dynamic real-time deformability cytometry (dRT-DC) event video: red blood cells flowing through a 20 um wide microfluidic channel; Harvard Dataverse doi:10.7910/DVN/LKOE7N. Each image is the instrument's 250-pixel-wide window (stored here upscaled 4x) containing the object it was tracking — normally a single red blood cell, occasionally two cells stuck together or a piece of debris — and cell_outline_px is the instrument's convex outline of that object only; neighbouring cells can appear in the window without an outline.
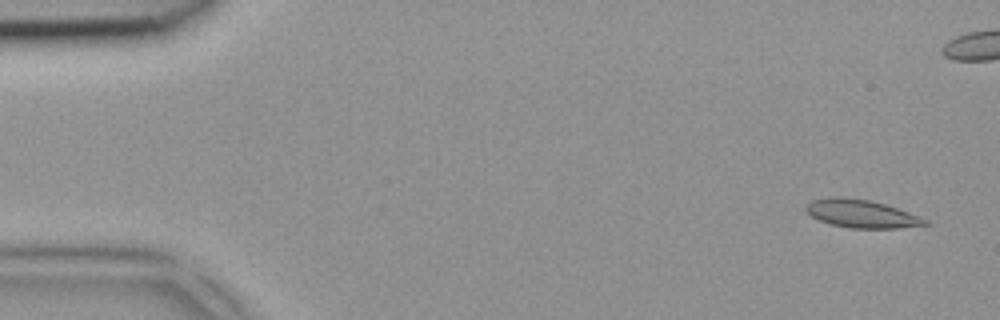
{"species": "common noctule bat (a hibernating species)", "species_latin": "Nyctalus noctula", "temperature_condition": "room temperature", "stored_images_in_passage": 5, "camera_frame_rate_fps": 3000, "um_per_image_px": 0.085, "animal": {"sex": "female", "body_mass_g": 18.4}, "frame": {"image": 1, "passage_image": 1, "time_ms": 0.0, "image_size_px": [1000, 320], "cell_outline_px": [[928, 224], [900, 228], [848, 228], [832, 224], [820, 220], [812, 216], [804, 208], [804, 204], [812, 200], [832, 196], [840, 196], [868, 200], [884, 204], [908, 212], [928, 220]], "centroid_in_image_um": [73.18, 18.16], "position_along_channel_um": 11.8, "area_um2": 19.31}}
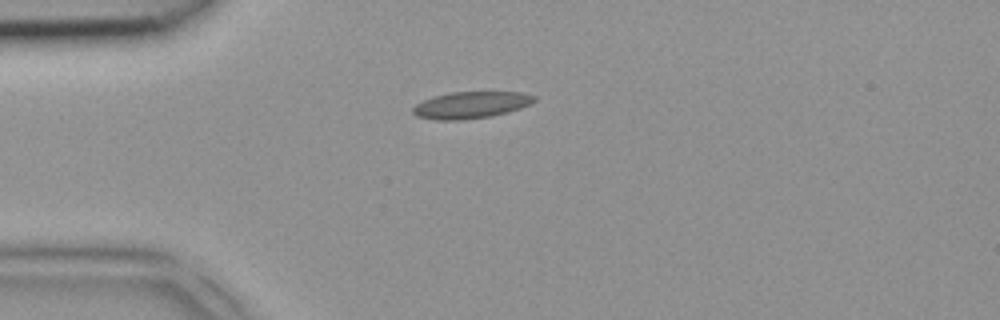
{"frame": {"image": 2, "passage_image": 5, "time_ms": 1.333, "image_size_px": [1000, 320], "cell_outline_px": [[536, 100], [520, 108], [508, 112], [492, 116], [460, 120], [432, 120], [416, 116], [412, 112], [412, 108], [416, 104], [424, 100], [436, 96], [452, 92], [520, 92], [536, 96]], "centroid_in_image_um": [40.01, 8.93], "position_along_channel_um": 45.0, "area_um2": 18.84}}